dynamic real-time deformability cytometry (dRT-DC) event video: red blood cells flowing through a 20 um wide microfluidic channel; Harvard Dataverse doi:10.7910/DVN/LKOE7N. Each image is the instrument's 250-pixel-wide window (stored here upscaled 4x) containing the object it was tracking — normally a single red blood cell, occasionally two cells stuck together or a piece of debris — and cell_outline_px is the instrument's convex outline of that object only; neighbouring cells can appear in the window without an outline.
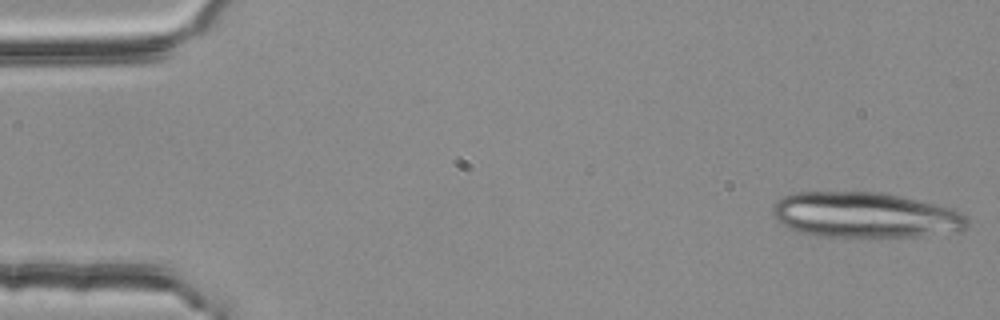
{"species": "common noctule bat (a hibernating species)", "species_latin": "Nyctalus noctula", "temperature_condition": "room temperature", "stored_images_in_passage": 15, "camera_frame_rate_fps": 3000, "um_per_image_px": 0.085, "animal": {"sex": "female", "body_mass_g": 25.1}, "frame": {"image": 1, "passage_image": 1, "time_ms": 0.0, "image_size_px": [1000, 320], "cell_outline_px": [[968, 228], [964, 232], [916, 236], [816, 236], [800, 232], [788, 228], [772, 212], [776, 200], [784, 196], [796, 192], [880, 192], [900, 196], [952, 208], [960, 212], [968, 220]], "centroid_in_image_um": [73.59, 18.28], "position_along_channel_um": 11.4, "area_um2": 51.44}}